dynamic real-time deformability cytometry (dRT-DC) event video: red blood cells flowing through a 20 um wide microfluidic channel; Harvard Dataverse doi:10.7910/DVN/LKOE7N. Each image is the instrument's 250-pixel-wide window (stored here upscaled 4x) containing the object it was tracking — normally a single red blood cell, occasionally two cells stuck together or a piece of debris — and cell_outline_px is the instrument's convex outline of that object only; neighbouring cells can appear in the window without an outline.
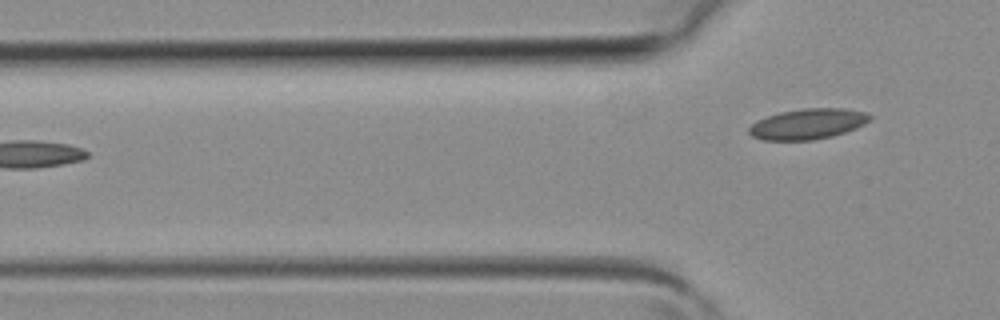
{"species": "common noctule bat (a hibernating species)", "species_latin": "Nyctalus noctula", "temperature_condition": "room temperature", "stored_images_in_passage": 2, "camera_frame_rate_fps": 3000, "um_per_image_px": 0.085, "animal": {"sex": "female", "body_mass_g": 19.3, "forearm_length_mm": 54.1}, "frame": {"image": 1, "passage_image": 2, "time_ms": 0.333, "image_size_px": [1000, 320], "cell_outline_px": [[872, 116], [864, 124], [856, 128], [832, 136], [812, 140], [760, 140], [752, 136], [748, 132], [748, 128], [756, 120], [780, 112], [804, 108], [844, 108], [864, 112]], "centroid_in_image_um": [68.62, 10.54], "position_along_channel_um": 57.2, "area_um2": 21.44}}